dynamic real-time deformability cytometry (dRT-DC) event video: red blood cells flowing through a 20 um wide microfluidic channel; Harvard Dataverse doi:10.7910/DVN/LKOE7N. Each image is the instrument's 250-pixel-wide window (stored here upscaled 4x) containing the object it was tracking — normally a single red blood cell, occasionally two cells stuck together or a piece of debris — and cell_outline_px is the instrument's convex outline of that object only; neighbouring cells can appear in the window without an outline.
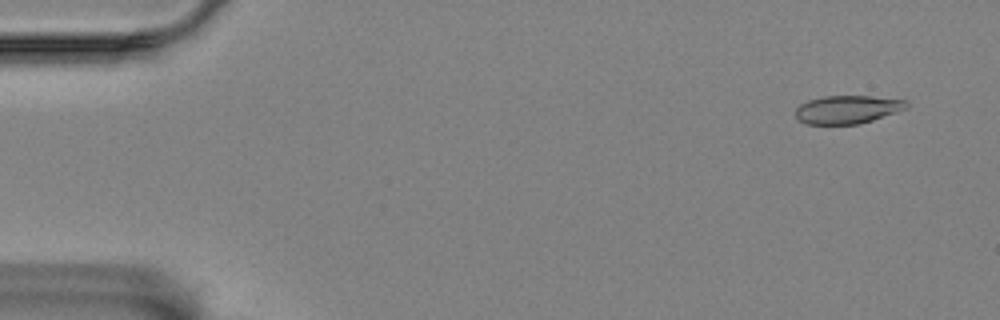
{"species": "Egyptian fruit bat (a non-hibernating species)", "species_latin": "Rousettus aegyptiacus", "temperature_condition": "room temperature", "stored_images_in_passage": 17, "camera_frame_rate_fps": 3000, "um_per_image_px": 0.085, "animal": {"sex": "female"}, "frame": {"image": 1, "passage_image": 4, "time_ms": 1.0, "image_size_px": [1000, 320], "cell_outline_px": [[908, 108], [860, 124], [804, 124], [796, 120], [796, 108], [800, 104], [808, 100], [824, 96], [872, 96], [908, 100]], "centroid_in_image_um": [72.02, 9.31], "position_along_channel_um": 13.0, "area_um2": 18.38}}
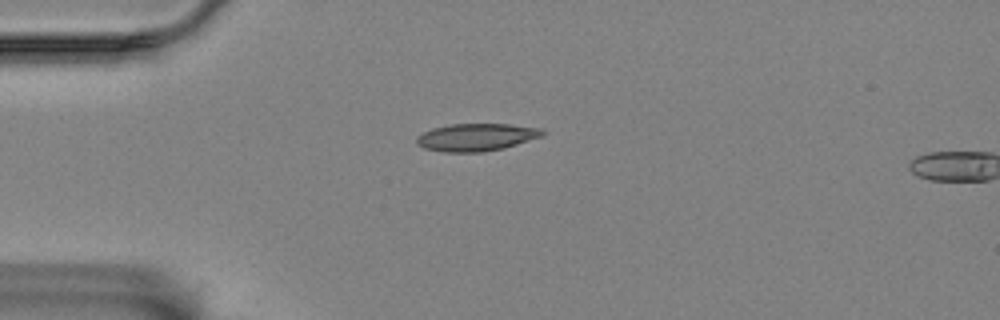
{"frame": {"image": 2, "passage_image": 15, "time_ms": 4.667, "image_size_px": [1000, 320], "cell_outline_px": [[544, 136], [504, 148], [484, 152], [444, 152], [424, 148], [416, 144], [416, 136], [432, 128], [452, 124], [508, 124], [544, 128]], "centroid_in_image_um": [40.51, 11.66], "position_along_channel_um": 44.5, "area_um2": 20.35}}